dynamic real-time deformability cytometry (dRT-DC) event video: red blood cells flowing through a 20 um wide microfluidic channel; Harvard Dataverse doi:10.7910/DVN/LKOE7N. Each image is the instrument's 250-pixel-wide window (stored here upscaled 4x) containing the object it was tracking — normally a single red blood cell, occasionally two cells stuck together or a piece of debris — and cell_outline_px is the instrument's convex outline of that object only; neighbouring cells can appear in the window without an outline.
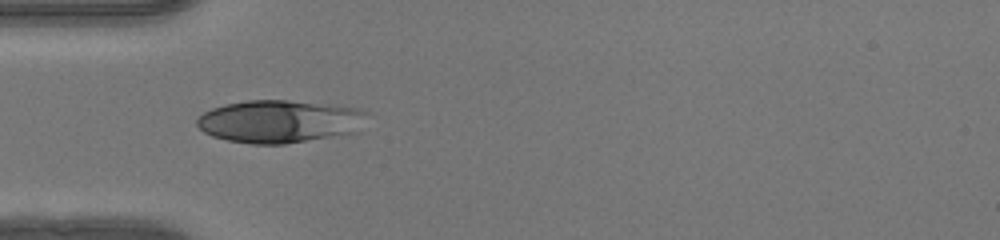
{"species": "human", "species_latin": "Homo sapiens", "temperature_condition": "warm", "stored_images_in_passage": 36, "camera_frame_rate_fps": 3000, "um_per_image_px": 0.085, "donor": {"sex": "female"}, "frame": {"image": 1, "passage_image": 1, "time_ms": 0.0, "image_size_px": [1000, 240], "cell_outline_px": [[368, 112], [352, 132], [284, 144], [252, 144], [228, 140], [212, 136], [204, 132], [196, 124], [196, 120], [204, 112], [212, 108], [224, 104], [248, 100], [288, 100], [336, 104], [360, 108]], "centroid_in_image_um": [23.69, 10.29], "position_along_channel_um": 61.3, "area_um2": 41.96}}
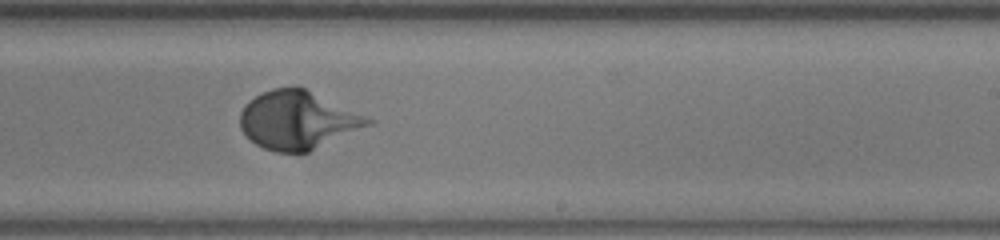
{"frame": {"image": 2, "passage_image": 16, "time_ms": 5.0, "image_size_px": [1000, 240], "cell_outline_px": [[376, 120], [372, 124], [308, 152], [276, 152], [264, 148], [256, 144], [240, 128], [240, 112], [244, 104], [248, 100], [272, 88], [296, 84]], "centroid_in_image_um": [25.3, 10.18], "position_along_channel_um": 263.7, "area_um2": 43.41}}
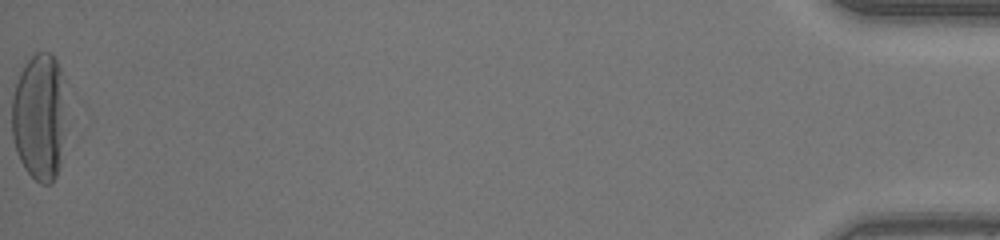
{"frame": {"image": 3, "passage_image": 36, "time_ms": 11.667, "image_size_px": [1000, 240], "cell_outline_px": [[64, 132], [60, 164], [56, 176], [52, 184], [40, 184], [24, 168], [16, 152], [12, 136], [12, 100], [16, 84], [20, 72], [24, 64], [36, 52], [52, 52], [60, 68]], "centroid_in_image_um": [3.31, 9.97], "position_along_channel_um": 431.9, "area_um2": 39.82}}